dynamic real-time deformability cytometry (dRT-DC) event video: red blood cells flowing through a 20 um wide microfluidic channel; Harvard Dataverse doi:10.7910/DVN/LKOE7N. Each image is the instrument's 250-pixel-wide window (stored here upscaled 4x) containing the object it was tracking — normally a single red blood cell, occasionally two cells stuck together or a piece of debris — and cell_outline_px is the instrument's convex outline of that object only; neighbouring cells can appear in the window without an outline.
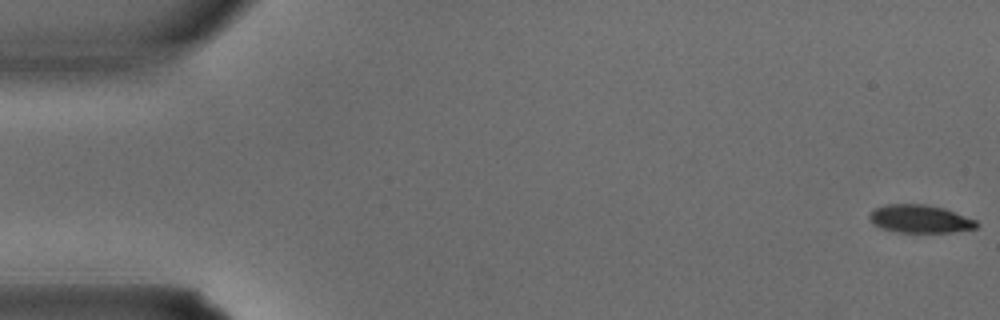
{"species": "common noctule bat (a hibernating species)", "species_latin": "Nyctalus noctula", "temperature_condition": "warm", "stored_images_in_passage": 3, "camera_frame_rate_fps": 3000, "um_per_image_px": 0.085, "animal": {"sex": "male", "body_mass_g": 15.6}, "frame": {"image": 1, "passage_image": 1, "time_ms": 0.0, "image_size_px": [1000, 320], "cell_outline_px": [[980, 224], [976, 228], [952, 232], [896, 232], [880, 228], [872, 224], [868, 216], [876, 208], [888, 204], [924, 204], [944, 208], [976, 220]], "centroid_in_image_um": [78.2, 18.61], "position_along_channel_um": 6.8, "area_um2": 17.46}}